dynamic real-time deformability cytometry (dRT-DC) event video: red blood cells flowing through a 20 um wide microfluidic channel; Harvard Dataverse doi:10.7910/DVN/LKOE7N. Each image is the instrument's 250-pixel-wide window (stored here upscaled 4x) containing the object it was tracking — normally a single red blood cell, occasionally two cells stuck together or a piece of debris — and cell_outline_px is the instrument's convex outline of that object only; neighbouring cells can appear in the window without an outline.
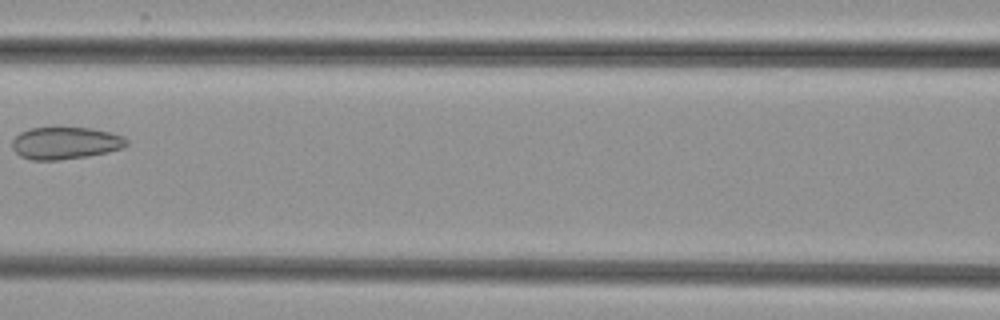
{"species": "common noctule bat (a hibernating species)", "species_latin": "Nyctalus noctula", "temperature_condition": "cold", "stored_images_in_passage": 6, "camera_frame_rate_fps": 3000, "um_per_image_px": 0.085, "animal": {"sex": "female", "body_mass_g": 29.2, "forearm_length_mm": 56.3}, "frame": {"image": 1, "passage_image": 6, "time_ms": 6.0, "image_size_px": [1000, 320], "cell_outline_px": [[128, 144], [124, 148], [108, 152], [88, 156], [60, 160], [32, 160], [20, 156], [12, 148], [12, 140], [20, 132], [28, 128], [56, 124], [92, 128], [112, 132], [124, 136], [128, 140]], "centroid_in_image_um": [5.56, 12.1], "position_along_channel_um": 161.0, "area_um2": 22.6}}